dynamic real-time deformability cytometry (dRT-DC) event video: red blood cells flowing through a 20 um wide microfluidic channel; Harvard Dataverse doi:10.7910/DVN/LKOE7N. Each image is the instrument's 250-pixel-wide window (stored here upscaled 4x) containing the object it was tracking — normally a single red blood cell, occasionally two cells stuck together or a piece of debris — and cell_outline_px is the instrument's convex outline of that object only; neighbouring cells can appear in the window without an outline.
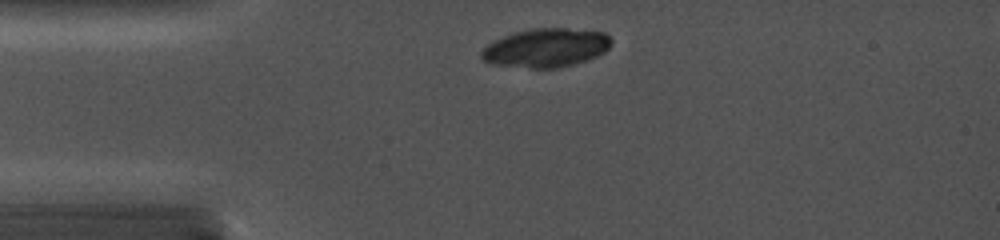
{"species": "common noctule bat (a hibernating species)", "species_latin": "Nyctalus noctula", "temperature_condition": "cold", "stored_images_in_passage": 3, "camera_frame_rate_fps": 5000, "um_per_image_px": 0.085, "animal": {"sex": "female", "body_mass_g": 19.0, "forearm_length_mm": 56.7}, "frame": {"image": 1, "passage_image": 2, "time_ms": 0.6, "image_size_px": [1000, 240], "cell_outline_px": [[612, 44], [604, 52], [596, 56], [572, 64], [556, 68], [532, 68], [492, 64], [484, 60], [480, 56], [480, 52], [488, 44], [504, 36], [516, 32], [532, 28], [564, 28], [604, 32], [612, 40]], "centroid_in_image_um": [46.41, 4.06], "position_along_channel_um": 38.6, "area_um2": 29.02}}